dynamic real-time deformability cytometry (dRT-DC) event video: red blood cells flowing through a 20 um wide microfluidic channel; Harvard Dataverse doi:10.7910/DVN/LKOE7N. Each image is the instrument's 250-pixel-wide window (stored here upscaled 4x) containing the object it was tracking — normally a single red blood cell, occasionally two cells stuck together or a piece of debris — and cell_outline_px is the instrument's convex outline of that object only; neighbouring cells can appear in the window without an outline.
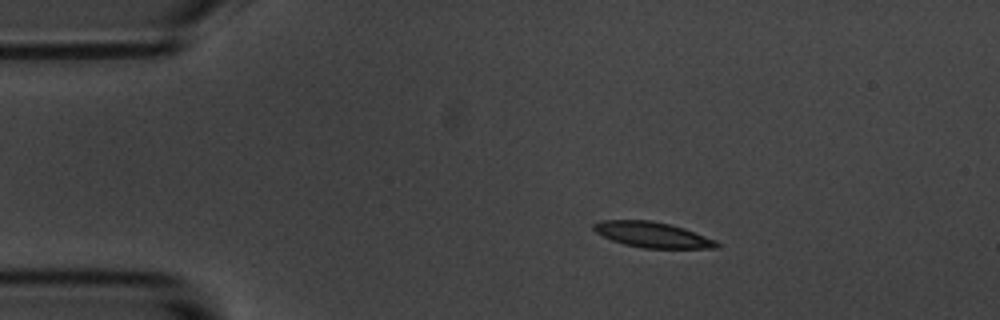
{"species": "common noctule bat (a hibernating species)", "species_latin": "Nyctalus noctula", "temperature_condition": "room temperature", "stored_images_in_passage": 13, "camera_frame_rate_fps": 3000, "um_per_image_px": 0.085, "animal": {"sex": "male", "body_mass_g": 20.1, "forearm_length_mm": 53.5}, "frame": {"image": 1, "passage_image": 1, "time_ms": 0.0, "image_size_px": [1000, 320], "cell_outline_px": [[720, 248], [644, 248], [624, 244], [612, 240], [596, 232], [592, 228], [592, 224], [600, 220], [652, 220], [684, 228], [716, 240], [720, 244]], "centroid_in_image_um": [55.46, 19.95], "position_along_channel_um": 29.5, "area_um2": 18.26}}
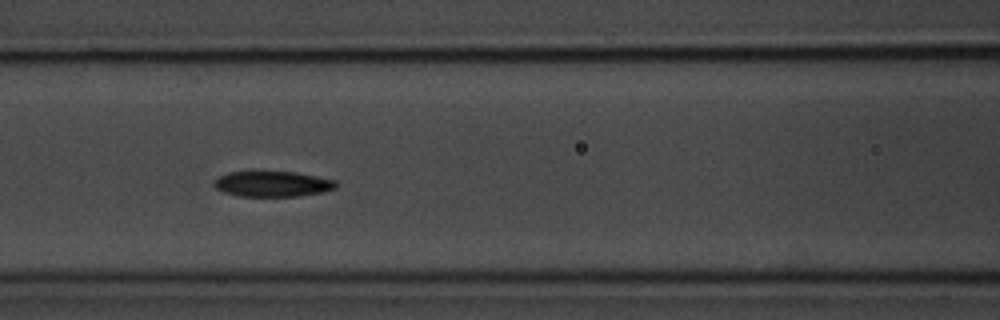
{"frame": {"image": 2, "passage_image": 5, "time_ms": 4.667, "image_size_px": [1000, 320], "cell_outline_px": [[336, 188], [324, 192], [296, 196], [240, 196], [224, 192], [216, 188], [212, 184], [212, 180], [228, 172], [252, 168], [296, 172], [336, 180]], "centroid_in_image_um": [23.09, 15.58], "position_along_channel_um": 143.5, "area_um2": 19.07}}
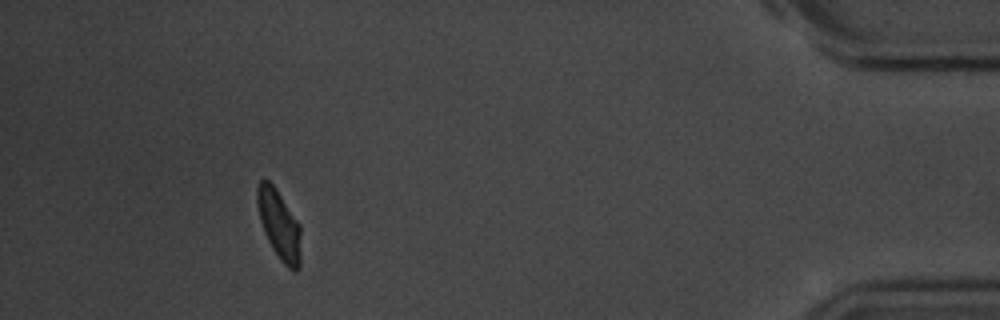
{"frame": {"image": 3, "passage_image": 12, "time_ms": 14.0, "image_size_px": [1000, 320], "cell_outline_px": [[300, 268], [296, 272], [292, 272], [280, 260], [272, 248], [264, 232], [260, 220], [256, 200], [256, 188], [260, 180], [268, 180], [272, 184], [300, 224]], "centroid_in_image_um": [23.73, 19.14], "position_along_channel_um": 411.5, "area_um2": 17.63}, "authors_computed_cell_mechanics": {"area_um2": 18.6694, "velocity_mm_per_s": 3.5246, "shape_relaxation_time_tau1_ms": 1.776, "shape_relaxation_time_tau2_ms": 1.3024, "deformation_change_tau1": 0.1069, "deformation_change_tau2": 0.0472}}